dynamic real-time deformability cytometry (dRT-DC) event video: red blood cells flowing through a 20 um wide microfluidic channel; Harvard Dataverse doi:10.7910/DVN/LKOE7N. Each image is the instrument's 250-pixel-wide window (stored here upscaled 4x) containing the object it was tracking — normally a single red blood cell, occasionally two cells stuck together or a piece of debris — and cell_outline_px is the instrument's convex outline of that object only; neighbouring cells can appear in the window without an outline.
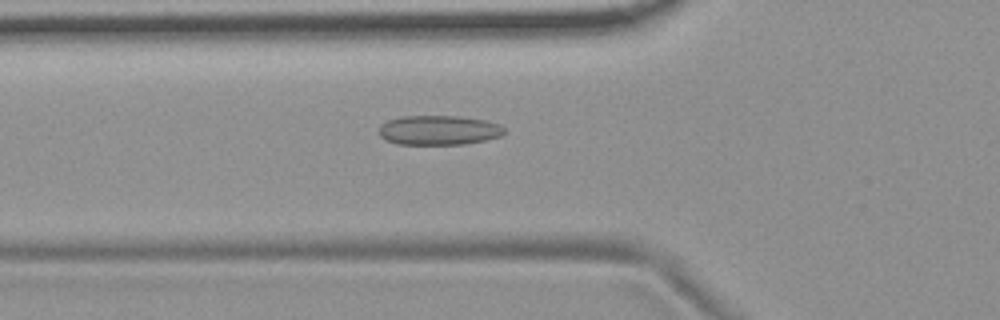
{"species": "common noctule bat (a hibernating species)", "species_latin": "Nyctalus noctula", "temperature_condition": "room temperature", "stored_images_in_passage": 54, "camera_frame_rate_fps": 3000, "um_per_image_px": 0.085, "animal": {"sex": "female", "body_mass_g": 19.9}, "frame": {"image": 1, "passage_image": 19, "time_ms": 6.0, "image_size_px": [1000, 320], "cell_outline_px": [[504, 132], [500, 136], [484, 140], [464, 144], [396, 144], [384, 140], [380, 136], [380, 124], [388, 120], [400, 116], [456, 116], [484, 120], [500, 124], [504, 128]], "centroid_in_image_um": [37.25, 11.06], "position_along_channel_um": 88.5, "area_um2": 21.56}}
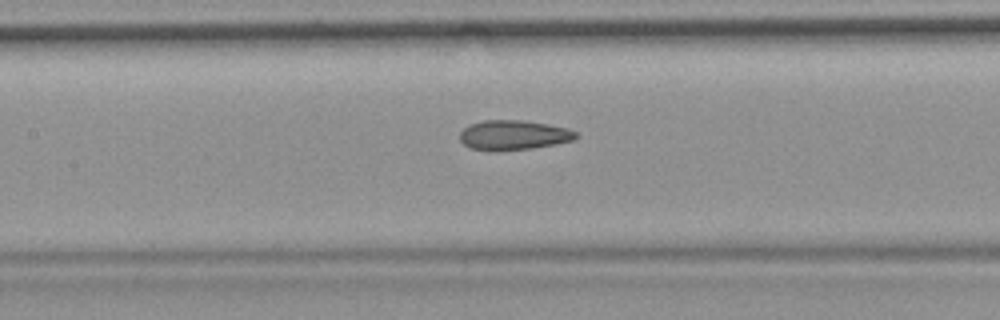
{"frame": {"image": 2, "passage_image": 25, "time_ms": 8.0, "image_size_px": [1000, 320], "cell_outline_px": [[576, 136], [572, 140], [556, 144], [532, 148], [496, 152], [468, 148], [460, 140], [460, 132], [468, 124], [484, 120], [524, 120], [548, 124], [568, 128], [576, 132]], "centroid_in_image_um": [43.6, 11.49], "position_along_channel_um": 163.8, "area_um2": 20.35}}
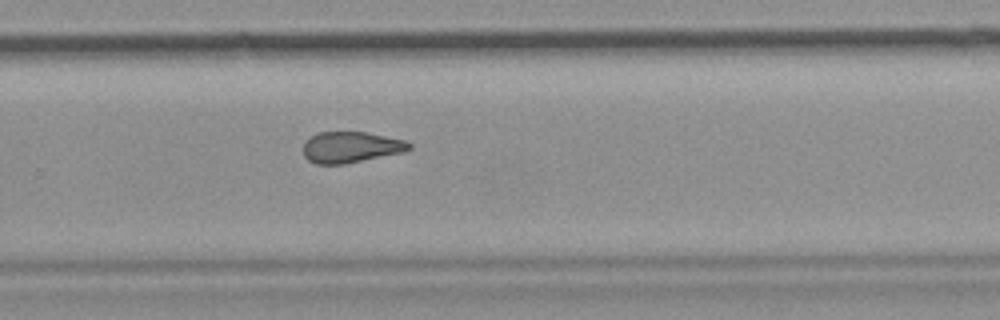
{"frame": {"image": 3, "passage_image": 36, "time_ms": 11.667, "image_size_px": [1000, 320], "cell_outline_px": [[412, 148], [404, 152], [344, 164], [316, 164], [308, 160], [304, 156], [304, 144], [312, 136], [320, 132], [368, 132], [404, 140], [412, 144]], "centroid_in_image_um": [29.85, 12.51], "position_along_channel_um": 299.9, "area_um2": 19.07}, "authors_computed_cell_mechanics": {"area_um2": 20.4034, "velocity_mm_per_s": 3.7371, "shape_relaxation_time_tau1_ms": null, "shape_relaxation_time_tau2_ms": 3.4407, "deformation_change_tau1": null, "deformation_change_tau2": 0.0982}}